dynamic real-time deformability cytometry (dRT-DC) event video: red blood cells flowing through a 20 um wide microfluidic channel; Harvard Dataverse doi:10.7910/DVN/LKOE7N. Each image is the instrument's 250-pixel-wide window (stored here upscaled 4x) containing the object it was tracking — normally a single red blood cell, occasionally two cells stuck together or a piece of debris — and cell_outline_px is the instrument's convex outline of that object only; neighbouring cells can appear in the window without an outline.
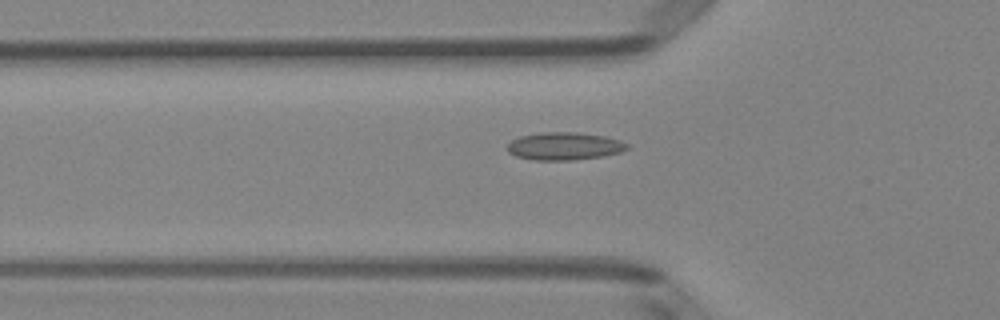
{"species": "Egyptian fruit bat (a non-hibernating species)", "species_latin": "Rousettus aegyptiacus", "temperature_condition": "room temperature", "stored_images_in_passage": 46, "camera_frame_rate_fps": 3000, "um_per_image_px": 0.085, "animal": {"sex": "female"}, "frame": {"image": 1, "passage_image": 18, "time_ms": 5.667, "image_size_px": [1000, 320], "cell_outline_px": [[628, 148], [620, 152], [600, 156], [572, 160], [532, 160], [516, 156], [508, 152], [508, 144], [512, 140], [520, 136], [540, 132], [576, 132], [604, 136], [620, 140], [628, 144]], "centroid_in_image_um": [47.94, 12.42], "position_along_channel_um": 77.9, "area_um2": 19.25}}
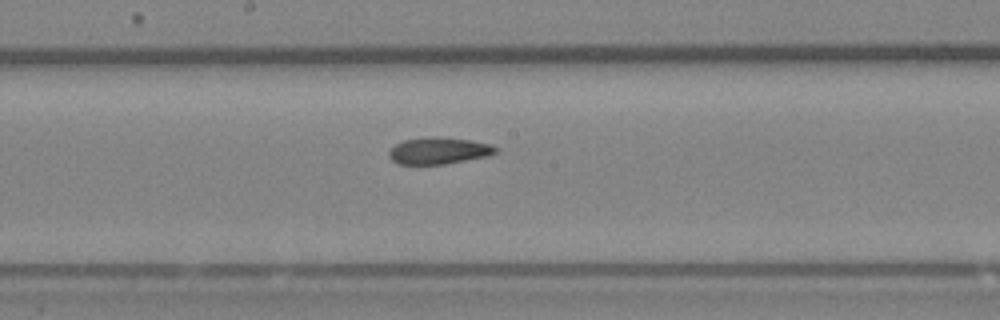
{"frame": {"image": 2, "passage_image": 28, "time_ms": 9.0, "image_size_px": [1000, 320], "cell_outline_px": [[500, 148], [496, 152], [488, 156], [444, 164], [396, 164], [388, 156], [388, 152], [396, 144], [404, 140], [432, 136], [436, 136], [468, 140], [492, 144]], "centroid_in_image_um": [37.3, 12.81], "position_along_channel_um": 210.9, "area_um2": 16.65}}
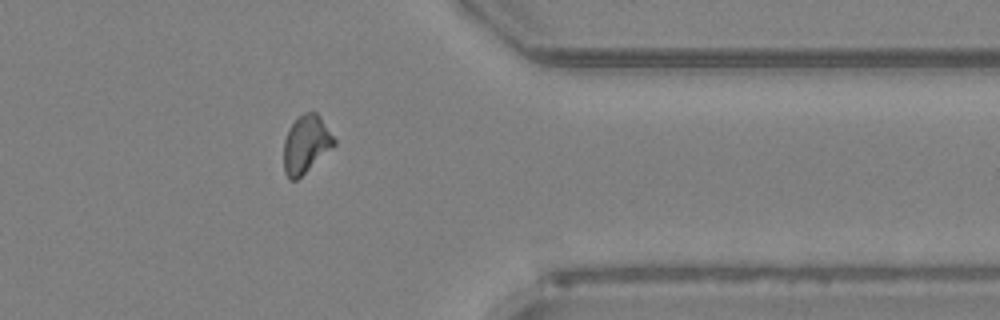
{"frame": {"image": 3, "passage_image": 42, "time_ms": 13.667, "image_size_px": [1000, 320], "cell_outline_px": [[336, 144], [296, 180], [288, 180], [284, 172], [284, 140], [292, 124], [304, 112], [316, 112], [320, 116], [336, 140]], "centroid_in_image_um": [26.01, 12.27], "position_along_channel_um": 385.4, "area_um2": 16.65}}